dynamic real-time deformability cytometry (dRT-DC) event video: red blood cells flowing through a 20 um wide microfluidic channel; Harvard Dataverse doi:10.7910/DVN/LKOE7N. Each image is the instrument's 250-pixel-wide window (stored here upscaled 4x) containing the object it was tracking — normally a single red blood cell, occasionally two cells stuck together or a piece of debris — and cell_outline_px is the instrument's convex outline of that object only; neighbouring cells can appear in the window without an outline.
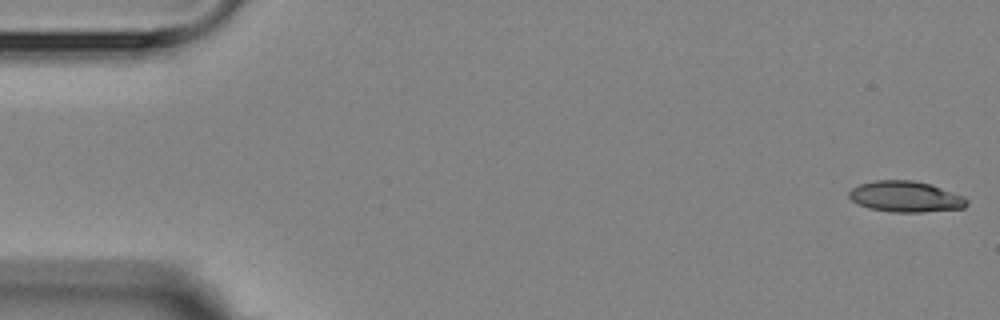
{"species": "Egyptian fruit bat (a non-hibernating species)", "species_latin": "Rousettus aegyptiacus", "temperature_condition": "room temperature", "stored_images_in_passage": 5, "camera_frame_rate_fps": 3000, "um_per_image_px": 0.085, "animal": {"sex": "female"}, "frame": {"image": 1, "passage_image": 1, "time_ms": 0.0, "image_size_px": [1000, 320], "cell_outline_px": [[968, 204], [964, 208], [920, 212], [892, 212], [868, 208], [852, 200], [848, 196], [848, 192], [852, 188], [860, 184], [876, 180], [912, 180], [932, 184], [964, 196], [968, 200]], "centroid_in_image_um": [76.99, 16.71], "position_along_channel_um": 8.0, "area_um2": 21.27}}
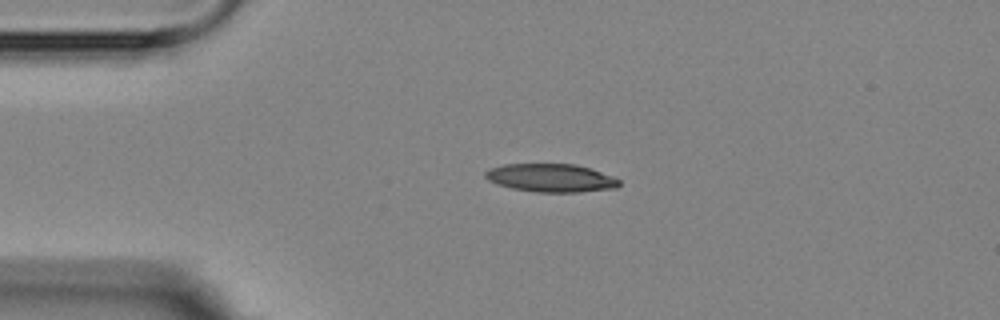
{"frame": {"image": 2, "passage_image": 4, "time_ms": 3.667, "image_size_px": [1000, 320], "cell_outline_px": [[620, 184], [616, 188], [580, 192], [536, 192], [512, 188], [496, 184], [488, 180], [484, 176], [484, 172], [488, 168], [504, 164], [576, 164], [612, 176], [620, 180]], "centroid_in_image_um": [46.79, 15.12], "position_along_channel_um": 38.2, "area_um2": 22.02}}